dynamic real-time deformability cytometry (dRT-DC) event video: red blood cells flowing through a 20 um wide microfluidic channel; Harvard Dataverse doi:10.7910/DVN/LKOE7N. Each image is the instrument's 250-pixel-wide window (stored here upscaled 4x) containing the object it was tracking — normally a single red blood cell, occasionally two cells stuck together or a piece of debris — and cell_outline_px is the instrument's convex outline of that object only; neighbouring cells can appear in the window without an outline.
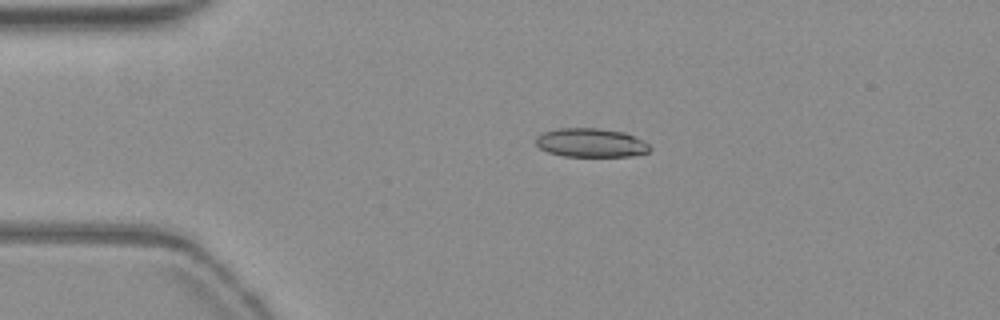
{"species": "common noctule bat (a hibernating species)", "species_latin": "Nyctalus noctula", "temperature_condition": "warm", "stored_images_in_passage": 43, "camera_frame_rate_fps": 3000, "um_per_image_px": 0.085, "animal": {"sex": "female", "body_mass_g": 19.3, "forearm_length_mm": 54.1}, "frame": {"image": 1, "passage_image": 1, "time_ms": 0.0, "image_size_px": [1000, 320], "cell_outline_px": [[652, 148], [648, 152], [632, 156], [564, 156], [548, 152], [540, 148], [536, 144], [536, 136], [544, 132], [560, 128], [596, 128], [624, 132], [648, 144]], "centroid_in_image_um": [50.21, 12.14], "position_along_channel_um": 34.8, "area_um2": 18.96}}
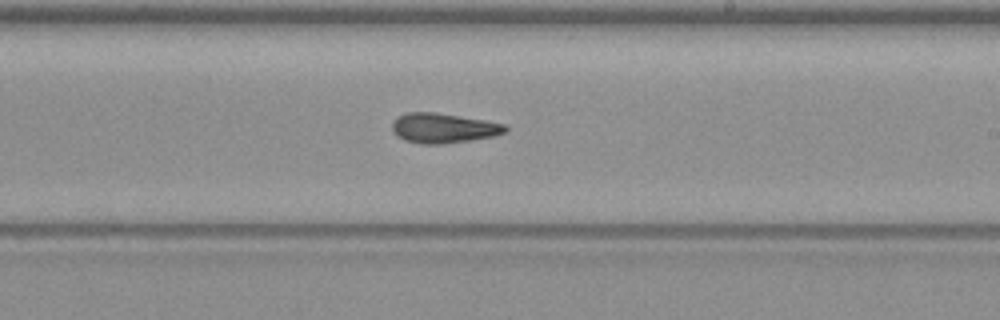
{"frame": {"image": 2, "passage_image": 21, "time_ms": 6.667, "image_size_px": [1000, 320], "cell_outline_px": [[508, 132], [496, 136], [444, 144], [420, 144], [404, 140], [396, 136], [392, 128], [392, 120], [396, 116], [404, 112], [436, 112], [484, 120], [504, 124], [508, 128]], "centroid_in_image_um": [37.66, 10.88], "position_along_channel_um": 251.3, "area_um2": 20.0}}
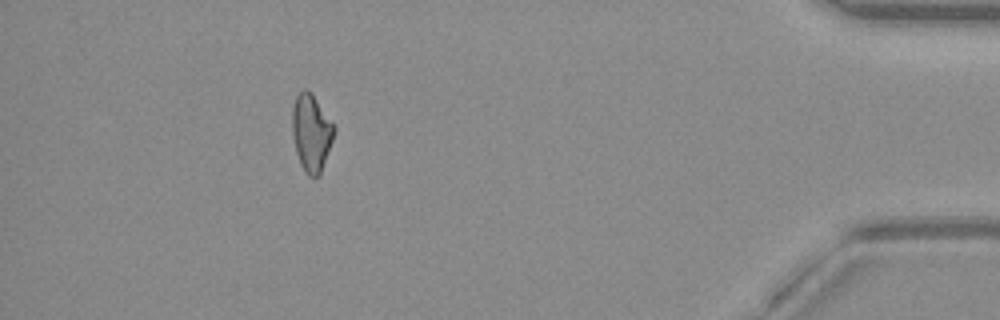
{"frame": {"image": 3, "passage_image": 38, "time_ms": 12.333, "image_size_px": [1000, 320], "cell_outline_px": [[336, 128], [320, 176], [308, 176], [304, 172], [300, 164], [296, 152], [292, 136], [292, 108], [296, 96], [304, 88], [312, 92]], "centroid_in_image_um": [26.45, 11.28], "position_along_channel_um": 408.8, "area_um2": 18.9}, "authors_computed_cell_mechanics": {"area_um2": 19.1318, "velocity_mm_per_s": 3.824, "shape_relaxation_time_tau1_ms": null, "shape_relaxation_time_tau2_ms": 3.7986, "deformation_change_tau1": null, "deformation_change_tau2": 0.1364}}